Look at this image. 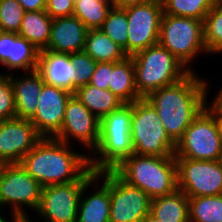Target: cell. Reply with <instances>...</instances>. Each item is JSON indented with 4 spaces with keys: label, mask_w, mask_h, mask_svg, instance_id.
<instances>
[{
    "label": "cell",
    "mask_w": 222,
    "mask_h": 222,
    "mask_svg": "<svg viewBox=\"0 0 222 222\" xmlns=\"http://www.w3.org/2000/svg\"><path fill=\"white\" fill-rule=\"evenodd\" d=\"M207 86V82L190 71L182 80L154 90L145 97L156 109L168 136L175 143L206 107Z\"/></svg>",
    "instance_id": "6da1fadb"
},
{
    "label": "cell",
    "mask_w": 222,
    "mask_h": 222,
    "mask_svg": "<svg viewBox=\"0 0 222 222\" xmlns=\"http://www.w3.org/2000/svg\"><path fill=\"white\" fill-rule=\"evenodd\" d=\"M68 146L55 138L42 137L20 164L42 187L75 182L90 170V157L72 152Z\"/></svg>",
    "instance_id": "7a4b0ae2"
},
{
    "label": "cell",
    "mask_w": 222,
    "mask_h": 222,
    "mask_svg": "<svg viewBox=\"0 0 222 222\" xmlns=\"http://www.w3.org/2000/svg\"><path fill=\"white\" fill-rule=\"evenodd\" d=\"M113 171L128 185L143 190L151 199L170 195L178 189L175 156L132 154Z\"/></svg>",
    "instance_id": "3957f363"
},
{
    "label": "cell",
    "mask_w": 222,
    "mask_h": 222,
    "mask_svg": "<svg viewBox=\"0 0 222 222\" xmlns=\"http://www.w3.org/2000/svg\"><path fill=\"white\" fill-rule=\"evenodd\" d=\"M132 115L133 103H124L100 119L99 140L95 153L98 152L102 157L89 158L92 171H113L134 154L131 136Z\"/></svg>",
    "instance_id": "277c9868"
},
{
    "label": "cell",
    "mask_w": 222,
    "mask_h": 222,
    "mask_svg": "<svg viewBox=\"0 0 222 222\" xmlns=\"http://www.w3.org/2000/svg\"><path fill=\"white\" fill-rule=\"evenodd\" d=\"M131 57L137 92L142 98L154 90L182 80L192 71L159 43Z\"/></svg>",
    "instance_id": "5b68a950"
},
{
    "label": "cell",
    "mask_w": 222,
    "mask_h": 222,
    "mask_svg": "<svg viewBox=\"0 0 222 222\" xmlns=\"http://www.w3.org/2000/svg\"><path fill=\"white\" fill-rule=\"evenodd\" d=\"M131 136L134 154L175 156L176 143L168 136L156 109L146 98L133 102Z\"/></svg>",
    "instance_id": "8992f818"
},
{
    "label": "cell",
    "mask_w": 222,
    "mask_h": 222,
    "mask_svg": "<svg viewBox=\"0 0 222 222\" xmlns=\"http://www.w3.org/2000/svg\"><path fill=\"white\" fill-rule=\"evenodd\" d=\"M158 43L187 68L199 52H207L203 38V21L163 13Z\"/></svg>",
    "instance_id": "52a82bcc"
},
{
    "label": "cell",
    "mask_w": 222,
    "mask_h": 222,
    "mask_svg": "<svg viewBox=\"0 0 222 222\" xmlns=\"http://www.w3.org/2000/svg\"><path fill=\"white\" fill-rule=\"evenodd\" d=\"M175 158L200 161L222 160V140L214 117L206 107L176 143Z\"/></svg>",
    "instance_id": "ba28073f"
},
{
    "label": "cell",
    "mask_w": 222,
    "mask_h": 222,
    "mask_svg": "<svg viewBox=\"0 0 222 222\" xmlns=\"http://www.w3.org/2000/svg\"><path fill=\"white\" fill-rule=\"evenodd\" d=\"M94 175L90 169L75 182L42 187L37 208L39 215L45 217L46 222H76L81 191Z\"/></svg>",
    "instance_id": "9c48e42d"
},
{
    "label": "cell",
    "mask_w": 222,
    "mask_h": 222,
    "mask_svg": "<svg viewBox=\"0 0 222 222\" xmlns=\"http://www.w3.org/2000/svg\"><path fill=\"white\" fill-rule=\"evenodd\" d=\"M177 186L188 197L222 194V160L175 158Z\"/></svg>",
    "instance_id": "30bf717a"
},
{
    "label": "cell",
    "mask_w": 222,
    "mask_h": 222,
    "mask_svg": "<svg viewBox=\"0 0 222 222\" xmlns=\"http://www.w3.org/2000/svg\"><path fill=\"white\" fill-rule=\"evenodd\" d=\"M41 189L42 186L20 163L3 164L0 172V205L11 204L13 211L28 220L21 205L37 210Z\"/></svg>",
    "instance_id": "8fae6325"
},
{
    "label": "cell",
    "mask_w": 222,
    "mask_h": 222,
    "mask_svg": "<svg viewBox=\"0 0 222 222\" xmlns=\"http://www.w3.org/2000/svg\"><path fill=\"white\" fill-rule=\"evenodd\" d=\"M128 17L127 56L158 44L163 14L161 0H150L124 8Z\"/></svg>",
    "instance_id": "7c38bea8"
},
{
    "label": "cell",
    "mask_w": 222,
    "mask_h": 222,
    "mask_svg": "<svg viewBox=\"0 0 222 222\" xmlns=\"http://www.w3.org/2000/svg\"><path fill=\"white\" fill-rule=\"evenodd\" d=\"M110 222H141L150 213L151 198L109 171Z\"/></svg>",
    "instance_id": "4fadbf2b"
},
{
    "label": "cell",
    "mask_w": 222,
    "mask_h": 222,
    "mask_svg": "<svg viewBox=\"0 0 222 222\" xmlns=\"http://www.w3.org/2000/svg\"><path fill=\"white\" fill-rule=\"evenodd\" d=\"M41 138L30 120L16 117L0 121V161L21 163Z\"/></svg>",
    "instance_id": "5bb4252c"
},
{
    "label": "cell",
    "mask_w": 222,
    "mask_h": 222,
    "mask_svg": "<svg viewBox=\"0 0 222 222\" xmlns=\"http://www.w3.org/2000/svg\"><path fill=\"white\" fill-rule=\"evenodd\" d=\"M99 127L100 120L73 94L67 102L62 127L53 138L68 144L70 137H74L83 146L85 144L95 149L99 140Z\"/></svg>",
    "instance_id": "9a60e30c"
},
{
    "label": "cell",
    "mask_w": 222,
    "mask_h": 222,
    "mask_svg": "<svg viewBox=\"0 0 222 222\" xmlns=\"http://www.w3.org/2000/svg\"><path fill=\"white\" fill-rule=\"evenodd\" d=\"M72 95L62 88L43 84L37 111L30 119L41 137L53 138L60 131L66 105Z\"/></svg>",
    "instance_id": "2e32d148"
},
{
    "label": "cell",
    "mask_w": 222,
    "mask_h": 222,
    "mask_svg": "<svg viewBox=\"0 0 222 222\" xmlns=\"http://www.w3.org/2000/svg\"><path fill=\"white\" fill-rule=\"evenodd\" d=\"M87 31L86 26L75 16L54 18L45 50L64 54L82 52Z\"/></svg>",
    "instance_id": "e0dca14e"
},
{
    "label": "cell",
    "mask_w": 222,
    "mask_h": 222,
    "mask_svg": "<svg viewBox=\"0 0 222 222\" xmlns=\"http://www.w3.org/2000/svg\"><path fill=\"white\" fill-rule=\"evenodd\" d=\"M36 70L40 73L44 83L74 94L76 69L69 59V54L49 50L39 51Z\"/></svg>",
    "instance_id": "ac0fdd59"
},
{
    "label": "cell",
    "mask_w": 222,
    "mask_h": 222,
    "mask_svg": "<svg viewBox=\"0 0 222 222\" xmlns=\"http://www.w3.org/2000/svg\"><path fill=\"white\" fill-rule=\"evenodd\" d=\"M101 175H105V179L100 189L82 199L85 190ZM110 206L109 171L95 173L81 191L76 222H110Z\"/></svg>",
    "instance_id": "d6986e66"
},
{
    "label": "cell",
    "mask_w": 222,
    "mask_h": 222,
    "mask_svg": "<svg viewBox=\"0 0 222 222\" xmlns=\"http://www.w3.org/2000/svg\"><path fill=\"white\" fill-rule=\"evenodd\" d=\"M22 79L11 78L14 91L16 117L30 120L38 108V98L41 94L44 81L37 70L29 72Z\"/></svg>",
    "instance_id": "ffe728a7"
},
{
    "label": "cell",
    "mask_w": 222,
    "mask_h": 222,
    "mask_svg": "<svg viewBox=\"0 0 222 222\" xmlns=\"http://www.w3.org/2000/svg\"><path fill=\"white\" fill-rule=\"evenodd\" d=\"M109 90L123 103H133L142 97L135 84V71L132 57L112 62Z\"/></svg>",
    "instance_id": "44dd1931"
},
{
    "label": "cell",
    "mask_w": 222,
    "mask_h": 222,
    "mask_svg": "<svg viewBox=\"0 0 222 222\" xmlns=\"http://www.w3.org/2000/svg\"><path fill=\"white\" fill-rule=\"evenodd\" d=\"M150 213L161 222H190L189 198L177 189L170 195L151 200Z\"/></svg>",
    "instance_id": "7402d4cb"
},
{
    "label": "cell",
    "mask_w": 222,
    "mask_h": 222,
    "mask_svg": "<svg viewBox=\"0 0 222 222\" xmlns=\"http://www.w3.org/2000/svg\"><path fill=\"white\" fill-rule=\"evenodd\" d=\"M74 95L99 120L124 104L109 89L90 84L77 88Z\"/></svg>",
    "instance_id": "603a6c76"
},
{
    "label": "cell",
    "mask_w": 222,
    "mask_h": 222,
    "mask_svg": "<svg viewBox=\"0 0 222 222\" xmlns=\"http://www.w3.org/2000/svg\"><path fill=\"white\" fill-rule=\"evenodd\" d=\"M53 19L43 11H27L21 22L18 35L27 39L39 51L47 48Z\"/></svg>",
    "instance_id": "cb8c5ba5"
},
{
    "label": "cell",
    "mask_w": 222,
    "mask_h": 222,
    "mask_svg": "<svg viewBox=\"0 0 222 222\" xmlns=\"http://www.w3.org/2000/svg\"><path fill=\"white\" fill-rule=\"evenodd\" d=\"M94 61L119 62L127 55L101 29H90L86 33L84 50Z\"/></svg>",
    "instance_id": "d4e9b609"
},
{
    "label": "cell",
    "mask_w": 222,
    "mask_h": 222,
    "mask_svg": "<svg viewBox=\"0 0 222 222\" xmlns=\"http://www.w3.org/2000/svg\"><path fill=\"white\" fill-rule=\"evenodd\" d=\"M73 16L82 21L88 30L100 29L109 10L111 0H75Z\"/></svg>",
    "instance_id": "484cf974"
},
{
    "label": "cell",
    "mask_w": 222,
    "mask_h": 222,
    "mask_svg": "<svg viewBox=\"0 0 222 222\" xmlns=\"http://www.w3.org/2000/svg\"><path fill=\"white\" fill-rule=\"evenodd\" d=\"M188 198L190 222H222V194Z\"/></svg>",
    "instance_id": "4316f807"
},
{
    "label": "cell",
    "mask_w": 222,
    "mask_h": 222,
    "mask_svg": "<svg viewBox=\"0 0 222 222\" xmlns=\"http://www.w3.org/2000/svg\"><path fill=\"white\" fill-rule=\"evenodd\" d=\"M39 50L27 39L18 36L12 43L11 55L3 64L8 71L23 68L25 73L37 69Z\"/></svg>",
    "instance_id": "83f0119b"
},
{
    "label": "cell",
    "mask_w": 222,
    "mask_h": 222,
    "mask_svg": "<svg viewBox=\"0 0 222 222\" xmlns=\"http://www.w3.org/2000/svg\"><path fill=\"white\" fill-rule=\"evenodd\" d=\"M163 13L203 21L217 0H161Z\"/></svg>",
    "instance_id": "f1b7e54d"
},
{
    "label": "cell",
    "mask_w": 222,
    "mask_h": 222,
    "mask_svg": "<svg viewBox=\"0 0 222 222\" xmlns=\"http://www.w3.org/2000/svg\"><path fill=\"white\" fill-rule=\"evenodd\" d=\"M203 38L207 53L222 52V0L203 19Z\"/></svg>",
    "instance_id": "f546056e"
},
{
    "label": "cell",
    "mask_w": 222,
    "mask_h": 222,
    "mask_svg": "<svg viewBox=\"0 0 222 222\" xmlns=\"http://www.w3.org/2000/svg\"><path fill=\"white\" fill-rule=\"evenodd\" d=\"M100 29L127 55L128 17L124 8L112 7Z\"/></svg>",
    "instance_id": "4dcf8cb0"
},
{
    "label": "cell",
    "mask_w": 222,
    "mask_h": 222,
    "mask_svg": "<svg viewBox=\"0 0 222 222\" xmlns=\"http://www.w3.org/2000/svg\"><path fill=\"white\" fill-rule=\"evenodd\" d=\"M25 12L17 0H0V32L18 33Z\"/></svg>",
    "instance_id": "1f68e13d"
},
{
    "label": "cell",
    "mask_w": 222,
    "mask_h": 222,
    "mask_svg": "<svg viewBox=\"0 0 222 222\" xmlns=\"http://www.w3.org/2000/svg\"><path fill=\"white\" fill-rule=\"evenodd\" d=\"M69 59L76 69L75 91L77 88L89 84L97 62L84 51L69 54Z\"/></svg>",
    "instance_id": "d6a6232c"
},
{
    "label": "cell",
    "mask_w": 222,
    "mask_h": 222,
    "mask_svg": "<svg viewBox=\"0 0 222 222\" xmlns=\"http://www.w3.org/2000/svg\"><path fill=\"white\" fill-rule=\"evenodd\" d=\"M16 118L14 91L9 76L0 75V121Z\"/></svg>",
    "instance_id": "836d02e7"
},
{
    "label": "cell",
    "mask_w": 222,
    "mask_h": 222,
    "mask_svg": "<svg viewBox=\"0 0 222 222\" xmlns=\"http://www.w3.org/2000/svg\"><path fill=\"white\" fill-rule=\"evenodd\" d=\"M75 0H46V13L52 18L73 16Z\"/></svg>",
    "instance_id": "e575fe53"
},
{
    "label": "cell",
    "mask_w": 222,
    "mask_h": 222,
    "mask_svg": "<svg viewBox=\"0 0 222 222\" xmlns=\"http://www.w3.org/2000/svg\"><path fill=\"white\" fill-rule=\"evenodd\" d=\"M111 73L112 62H99L95 67L89 84L96 86L99 89H109Z\"/></svg>",
    "instance_id": "d590c367"
},
{
    "label": "cell",
    "mask_w": 222,
    "mask_h": 222,
    "mask_svg": "<svg viewBox=\"0 0 222 222\" xmlns=\"http://www.w3.org/2000/svg\"><path fill=\"white\" fill-rule=\"evenodd\" d=\"M18 33L0 32V63L4 64L11 55L12 43Z\"/></svg>",
    "instance_id": "8d00e7d4"
},
{
    "label": "cell",
    "mask_w": 222,
    "mask_h": 222,
    "mask_svg": "<svg viewBox=\"0 0 222 222\" xmlns=\"http://www.w3.org/2000/svg\"><path fill=\"white\" fill-rule=\"evenodd\" d=\"M25 11H43L46 10V0H17Z\"/></svg>",
    "instance_id": "74e56055"
},
{
    "label": "cell",
    "mask_w": 222,
    "mask_h": 222,
    "mask_svg": "<svg viewBox=\"0 0 222 222\" xmlns=\"http://www.w3.org/2000/svg\"><path fill=\"white\" fill-rule=\"evenodd\" d=\"M206 109L213 115L219 136L222 140V113L211 103L210 108L206 107Z\"/></svg>",
    "instance_id": "f35d334b"
},
{
    "label": "cell",
    "mask_w": 222,
    "mask_h": 222,
    "mask_svg": "<svg viewBox=\"0 0 222 222\" xmlns=\"http://www.w3.org/2000/svg\"><path fill=\"white\" fill-rule=\"evenodd\" d=\"M150 0H111L113 7L125 8L131 5L142 4Z\"/></svg>",
    "instance_id": "ab89813d"
},
{
    "label": "cell",
    "mask_w": 222,
    "mask_h": 222,
    "mask_svg": "<svg viewBox=\"0 0 222 222\" xmlns=\"http://www.w3.org/2000/svg\"><path fill=\"white\" fill-rule=\"evenodd\" d=\"M212 104L222 113V90H220Z\"/></svg>",
    "instance_id": "60d3db41"
},
{
    "label": "cell",
    "mask_w": 222,
    "mask_h": 222,
    "mask_svg": "<svg viewBox=\"0 0 222 222\" xmlns=\"http://www.w3.org/2000/svg\"><path fill=\"white\" fill-rule=\"evenodd\" d=\"M13 213V221L14 222H25L26 220L24 218H22L17 212L12 211ZM0 222H7L6 219L3 218V216L0 215Z\"/></svg>",
    "instance_id": "b9f144b4"
},
{
    "label": "cell",
    "mask_w": 222,
    "mask_h": 222,
    "mask_svg": "<svg viewBox=\"0 0 222 222\" xmlns=\"http://www.w3.org/2000/svg\"><path fill=\"white\" fill-rule=\"evenodd\" d=\"M141 222H161L159 219L154 217L151 213L145 216Z\"/></svg>",
    "instance_id": "7bdbcfd3"
},
{
    "label": "cell",
    "mask_w": 222,
    "mask_h": 222,
    "mask_svg": "<svg viewBox=\"0 0 222 222\" xmlns=\"http://www.w3.org/2000/svg\"><path fill=\"white\" fill-rule=\"evenodd\" d=\"M2 166H3V163L0 161V172H1Z\"/></svg>",
    "instance_id": "ee69618b"
}]
</instances>
